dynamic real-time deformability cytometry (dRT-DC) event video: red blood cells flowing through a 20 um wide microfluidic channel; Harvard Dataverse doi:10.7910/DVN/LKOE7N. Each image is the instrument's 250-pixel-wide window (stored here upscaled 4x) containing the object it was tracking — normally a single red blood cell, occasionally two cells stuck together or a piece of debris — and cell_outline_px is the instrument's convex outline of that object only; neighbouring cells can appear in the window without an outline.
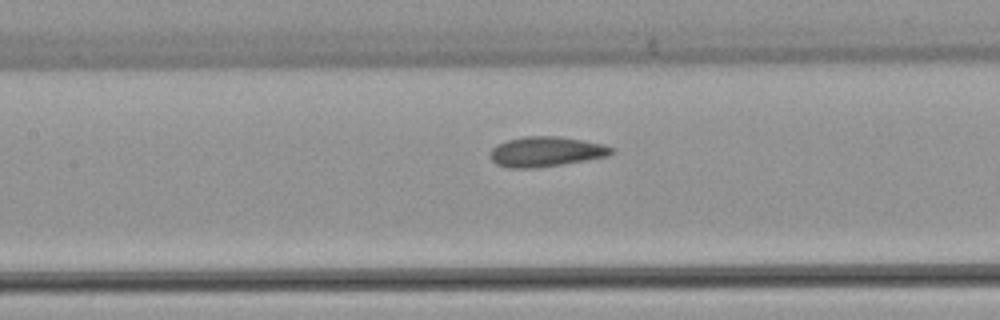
{"species": "common noctule bat (a hibernating species)", "species_latin": "Nyctalus noctula", "temperature_condition": "warm", "stored_images_in_passage": 5, "camera_frame_rate_fps": 3000, "um_per_image_px": 0.085, "animal": {"sex": "female", "body_mass_g": 22.7, "forearm_length_mm": 54.2}, "frame": {"image": 1, "passage_image": 5, "time_ms": 8.0, "image_size_px": [1000, 320], "cell_outline_px": [[616, 152], [608, 156], [564, 164], [536, 168], [508, 168], [496, 164], [488, 156], [492, 148], [508, 140], [524, 136], [556, 136], [584, 140], [604, 144], [612, 148]], "centroid_in_image_um": [46.42, 12.9], "position_along_channel_um": 161.0, "area_um2": 21.33}}